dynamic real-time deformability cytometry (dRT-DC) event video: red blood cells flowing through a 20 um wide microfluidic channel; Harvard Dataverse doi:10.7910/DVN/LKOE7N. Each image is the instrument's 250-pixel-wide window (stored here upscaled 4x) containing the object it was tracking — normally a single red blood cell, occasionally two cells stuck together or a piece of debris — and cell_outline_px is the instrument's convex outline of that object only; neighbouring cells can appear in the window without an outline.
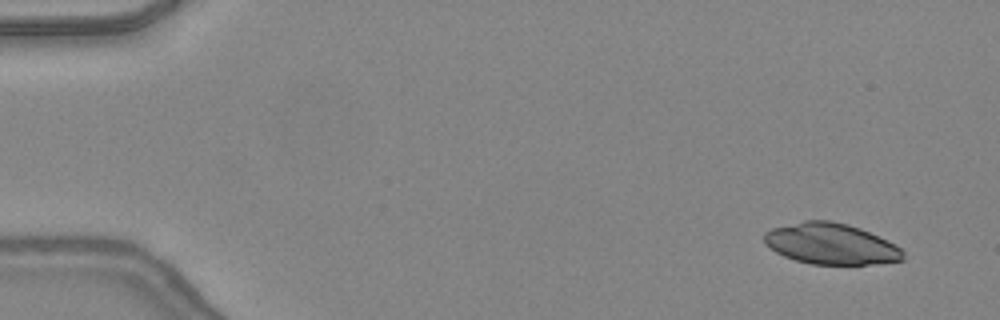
{"species": "common noctule bat (a hibernating species)", "species_latin": "Nyctalus noctula", "temperature_condition": "warm", "stored_images_in_passage": 45, "camera_frame_rate_fps": 3000, "um_per_image_px": 0.085, "animal": {"sex": "female", "body_mass_g": 24.6, "forearm_length_mm": 56.2}, "frame": {"image": 1, "passage_image": 1, "time_ms": 0.0, "image_size_px": [1000, 320], "cell_outline_px": [[904, 260], [868, 264], [812, 264], [796, 260], [784, 256], [776, 252], [764, 244], [764, 232], [772, 228], [804, 220], [828, 220], [848, 224], [860, 228], [900, 248], [904, 252]], "centroid_in_image_um": [70.57, 20.72], "position_along_channel_um": 14.4, "area_um2": 32.89}}